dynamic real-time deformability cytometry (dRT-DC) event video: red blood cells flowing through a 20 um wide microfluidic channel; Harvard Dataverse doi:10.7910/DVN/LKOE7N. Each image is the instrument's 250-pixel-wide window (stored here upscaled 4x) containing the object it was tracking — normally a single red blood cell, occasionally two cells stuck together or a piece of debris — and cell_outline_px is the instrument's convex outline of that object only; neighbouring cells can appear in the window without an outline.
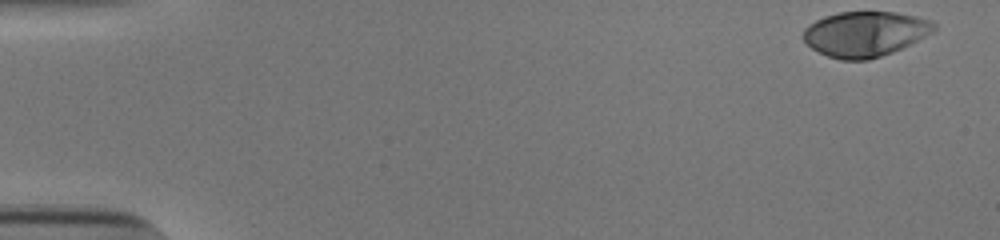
{"species": "human", "species_latin": "Homo sapiens", "temperature_condition": "cold", "stored_images_in_passage": 43, "camera_frame_rate_fps": 3000, "um_per_image_px": 0.085, "donor": {"sex": "male"}, "frame": {"image": 1, "passage_image": 1, "time_ms": 0.0, "image_size_px": [1000, 240], "cell_outline_px": [[936, 28], [932, 32], [892, 52], [868, 60], [840, 60], [828, 56], [812, 48], [804, 40], [804, 28], [808, 24], [824, 16], [840, 12], [896, 12], [916, 16], [932, 20], [936, 24]], "centroid_in_image_um": [73.52, 2.87], "position_along_channel_um": 11.5, "area_um2": 34.16}}
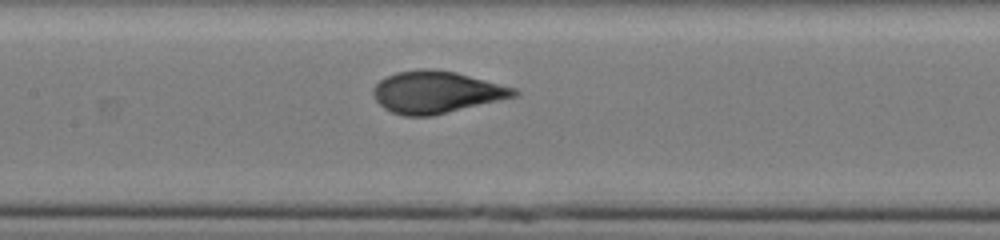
{"frame": {"image": 2, "passage_image": 25, "time_ms": 8.0, "image_size_px": [1000, 240], "cell_outline_px": [[520, 96], [432, 116], [404, 116], [392, 112], [384, 108], [376, 100], [372, 92], [372, 88], [380, 80], [396, 72], [424, 68], [456, 72], [516, 88], [520, 92]], "centroid_in_image_um": [37.13, 7.84], "position_along_channel_um": 170.3, "area_um2": 34.62}}
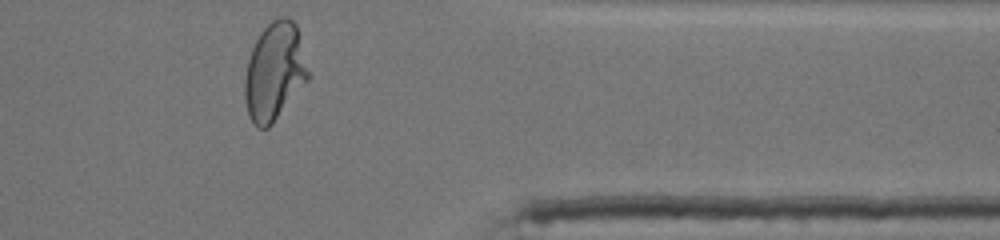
{"frame": {"image": 3, "passage_image": 43, "time_ms": 14.0, "image_size_px": [1000, 240], "cell_outline_px": [[312, 76], [272, 124], [268, 128], [256, 128], [252, 124], [248, 116], [244, 96], [244, 80], [248, 60], [252, 48], [260, 32], [272, 20], [280, 16], [288, 16], [296, 24]], "centroid_in_image_um": [23.35, 6.1], "position_along_channel_um": 388.0, "area_um2": 36.76}, "authors_computed_cell_mechanics": {"area_um2": 34.391, "velocity_mm_per_s": 3.8557, "shape_relaxation_time_tau1_ms": 4.8372, "shape_relaxation_time_tau2_ms": null, "deformation_change_tau1": 0.2311, "deformation_change_tau2": null}}